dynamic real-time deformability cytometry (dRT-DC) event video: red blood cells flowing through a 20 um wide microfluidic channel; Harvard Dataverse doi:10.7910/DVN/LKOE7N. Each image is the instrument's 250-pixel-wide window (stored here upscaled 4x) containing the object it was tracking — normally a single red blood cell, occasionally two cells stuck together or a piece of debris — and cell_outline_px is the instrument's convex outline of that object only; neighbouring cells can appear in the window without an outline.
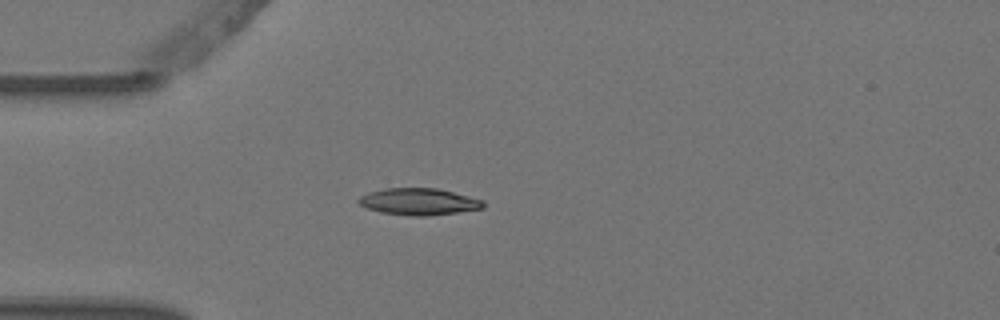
{"species": "Egyptian fruit bat (a non-hibernating species)", "species_latin": "Rousettus aegyptiacus", "temperature_condition": "warm", "stored_images_in_passage": 3, "camera_frame_rate_fps": 3000, "um_per_image_px": 0.085, "animal": {"sex": "female"}, "frame": {"image": 1, "passage_image": 1, "time_ms": 0.0, "image_size_px": [1000, 320], "cell_outline_px": [[484, 208], [456, 212], [424, 216], [412, 216], [380, 212], [368, 208], [360, 204], [356, 200], [360, 196], [368, 192], [384, 188], [436, 188], [484, 200]], "centroid_in_image_um": [35.57, 17.13], "position_along_channel_um": 49.4, "area_um2": 19.31}}